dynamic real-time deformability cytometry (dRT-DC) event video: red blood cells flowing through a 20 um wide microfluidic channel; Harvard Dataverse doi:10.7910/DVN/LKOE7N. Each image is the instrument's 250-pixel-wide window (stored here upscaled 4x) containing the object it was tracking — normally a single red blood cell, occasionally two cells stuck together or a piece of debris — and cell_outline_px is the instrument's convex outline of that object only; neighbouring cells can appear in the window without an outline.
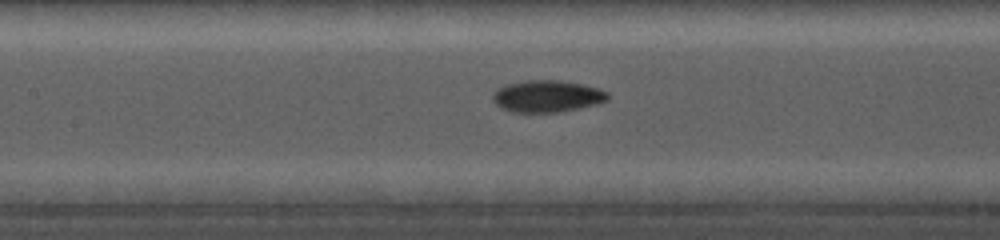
{"species": "common noctule bat (a hibernating species)", "species_latin": "Nyctalus noctula", "temperature_condition": "cold", "stored_images_in_passage": 12, "camera_frame_rate_fps": 5000, "um_per_image_px": 0.085, "animal": {"sex": "female", "body_mass_g": 19.0, "forearm_length_mm": 56.7}, "frame": {"image": 1, "passage_image": 7, "time_ms": 3.0, "image_size_px": [1000, 240], "cell_outline_px": [[608, 100], [600, 104], [580, 108], [556, 112], [512, 112], [500, 108], [492, 100], [492, 92], [496, 88], [504, 84], [524, 80], [560, 80], [600, 88], [608, 92]], "centroid_in_image_um": [46.48, 8.17], "position_along_channel_um": 160.9, "area_um2": 21.73}}
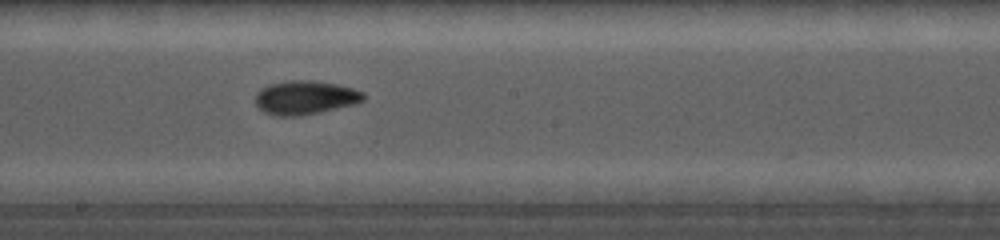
{"frame": {"image": 2, "passage_image": 10, "time_ms": 4.6, "image_size_px": [1000, 240], "cell_outline_px": [[364, 100], [356, 104], [320, 112], [300, 116], [272, 116], [256, 108], [256, 92], [260, 88], [268, 84], [288, 80], [312, 80], [336, 84], [352, 88], [364, 92]], "centroid_in_image_um": [25.9, 8.3], "position_along_channel_um": 222.3, "area_um2": 21.62}}